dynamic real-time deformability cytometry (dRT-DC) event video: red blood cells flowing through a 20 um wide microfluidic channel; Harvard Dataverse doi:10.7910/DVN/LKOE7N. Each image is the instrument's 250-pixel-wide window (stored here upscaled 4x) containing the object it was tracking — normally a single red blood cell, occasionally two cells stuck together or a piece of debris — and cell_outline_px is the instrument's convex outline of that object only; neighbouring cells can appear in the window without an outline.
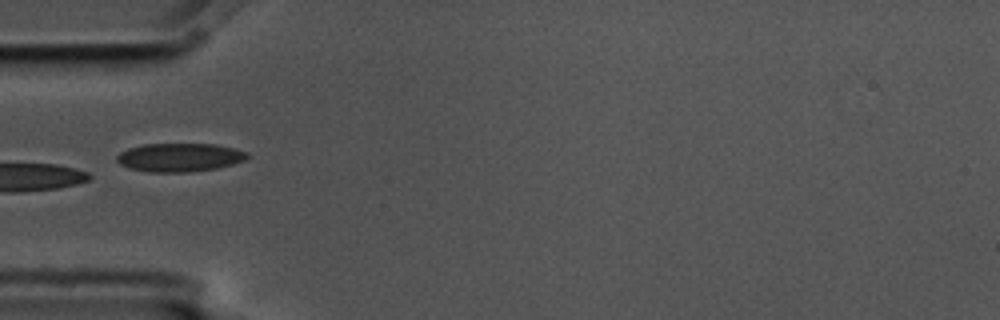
{"species": "common noctule bat (a hibernating species)", "species_latin": "Nyctalus noctula", "temperature_condition": "cold", "stored_images_in_passage": 5, "camera_frame_rate_fps": 3000, "um_per_image_px": 0.085, "animal": {"sex": "male", "body_mass_g": 17.5, "forearm_length_mm": 52.3}, "frame": {"image": 1, "passage_image": 3, "time_ms": 0.667, "image_size_px": [1000, 320], "cell_outline_px": [[248, 156], [244, 160], [232, 164], [216, 168], [192, 172], [148, 172], [128, 168], [120, 164], [116, 160], [116, 156], [120, 152], [128, 148], [144, 144], [216, 144], [248, 152]], "centroid_in_image_um": [15.23, 13.38], "position_along_channel_um": 69.8, "area_um2": 21.68}}